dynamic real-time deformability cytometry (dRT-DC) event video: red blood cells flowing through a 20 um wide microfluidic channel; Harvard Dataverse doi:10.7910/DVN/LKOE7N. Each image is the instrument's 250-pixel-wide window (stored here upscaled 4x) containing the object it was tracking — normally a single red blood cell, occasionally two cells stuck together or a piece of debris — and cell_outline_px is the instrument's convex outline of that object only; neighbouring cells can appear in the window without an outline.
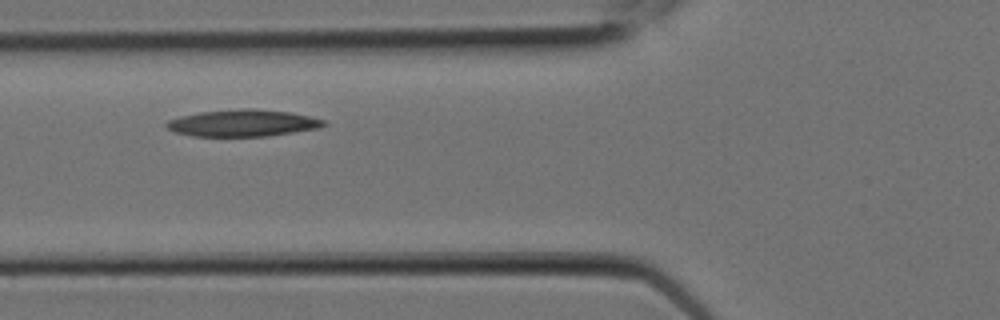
{"species": "Egyptian fruit bat (a non-hibernating species)", "species_latin": "Rousettus aegyptiacus", "temperature_condition": "room temperature", "stored_images_in_passage": 6, "camera_frame_rate_fps": 3000, "um_per_image_px": 0.085, "animal": {"sex": "female"}, "frame": {"image": 1, "passage_image": 4, "time_ms": 1.0, "image_size_px": [1000, 320], "cell_outline_px": [[328, 124], [320, 128], [268, 136], [192, 136], [176, 132], [168, 128], [164, 124], [168, 120], [180, 116], [200, 112], [240, 108], [252, 108], [288, 112], [308, 116], [324, 120]], "centroid_in_image_um": [20.64, 10.46], "position_along_channel_um": 105.2, "area_um2": 24.57}}
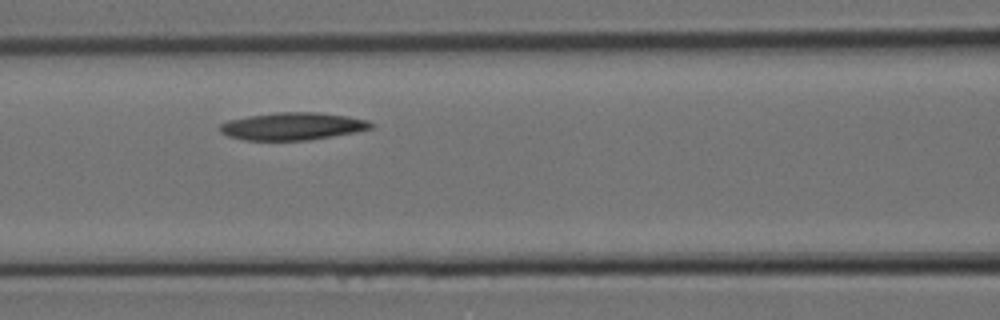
{"frame": {"image": 2, "passage_image": 5, "time_ms": 1.333, "image_size_px": [1000, 320], "cell_outline_px": [[376, 124], [372, 128], [356, 132], [308, 140], [244, 140], [228, 136], [220, 132], [220, 124], [228, 120], [248, 116], [276, 112], [316, 112], [348, 116], [368, 120]], "centroid_in_image_um": [24.89, 10.73], "position_along_channel_um": 141.7, "area_um2": 24.28}}
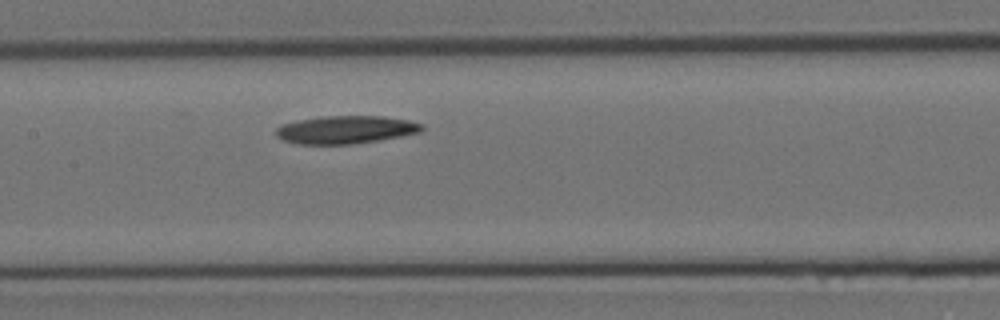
{"frame": {"image": 3, "passage_image": 6, "time_ms": 1.667, "image_size_px": [1000, 320], "cell_outline_px": [[424, 128], [420, 132], [400, 136], [352, 144], [296, 144], [284, 140], [276, 136], [276, 128], [280, 124], [296, 120], [320, 116], [384, 116], [408, 120], [424, 124]], "centroid_in_image_um": [29.35, 11.01], "position_along_channel_um": 178.1, "area_um2": 23.81}}